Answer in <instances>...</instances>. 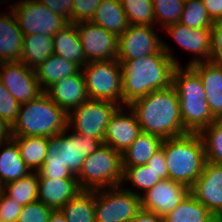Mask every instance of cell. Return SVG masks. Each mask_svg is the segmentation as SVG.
<instances>
[{"instance_id": "6da1fadb", "label": "cell", "mask_w": 222, "mask_h": 222, "mask_svg": "<svg viewBox=\"0 0 222 222\" xmlns=\"http://www.w3.org/2000/svg\"><path fill=\"white\" fill-rule=\"evenodd\" d=\"M128 107L135 113L142 132L157 135L162 139L189 133L183 126L179 97L173 85L152 91Z\"/></svg>"}, {"instance_id": "7a4b0ae2", "label": "cell", "mask_w": 222, "mask_h": 222, "mask_svg": "<svg viewBox=\"0 0 222 222\" xmlns=\"http://www.w3.org/2000/svg\"><path fill=\"white\" fill-rule=\"evenodd\" d=\"M118 61L122 69L125 106H129L152 91L172 85L176 64L168 53H154L138 59Z\"/></svg>"}, {"instance_id": "3957f363", "label": "cell", "mask_w": 222, "mask_h": 222, "mask_svg": "<svg viewBox=\"0 0 222 222\" xmlns=\"http://www.w3.org/2000/svg\"><path fill=\"white\" fill-rule=\"evenodd\" d=\"M168 179L191 189L206 163L203 140L199 133L163 139Z\"/></svg>"}, {"instance_id": "277c9868", "label": "cell", "mask_w": 222, "mask_h": 222, "mask_svg": "<svg viewBox=\"0 0 222 222\" xmlns=\"http://www.w3.org/2000/svg\"><path fill=\"white\" fill-rule=\"evenodd\" d=\"M172 85L179 97L183 126L189 133H199L215 120L207 103L203 82L191 66H176Z\"/></svg>"}, {"instance_id": "5b68a950", "label": "cell", "mask_w": 222, "mask_h": 222, "mask_svg": "<svg viewBox=\"0 0 222 222\" xmlns=\"http://www.w3.org/2000/svg\"><path fill=\"white\" fill-rule=\"evenodd\" d=\"M67 121L68 114L43 92L37 98L20 104L11 134L53 138L67 128Z\"/></svg>"}, {"instance_id": "8992f818", "label": "cell", "mask_w": 222, "mask_h": 222, "mask_svg": "<svg viewBox=\"0 0 222 222\" xmlns=\"http://www.w3.org/2000/svg\"><path fill=\"white\" fill-rule=\"evenodd\" d=\"M122 175V154L104 144L98 151L85 157L76 178L81 190L95 191L121 186Z\"/></svg>"}, {"instance_id": "52a82bcc", "label": "cell", "mask_w": 222, "mask_h": 222, "mask_svg": "<svg viewBox=\"0 0 222 222\" xmlns=\"http://www.w3.org/2000/svg\"><path fill=\"white\" fill-rule=\"evenodd\" d=\"M81 71L89 99L123 104L122 69L117 59L87 62Z\"/></svg>"}, {"instance_id": "ba28073f", "label": "cell", "mask_w": 222, "mask_h": 222, "mask_svg": "<svg viewBox=\"0 0 222 222\" xmlns=\"http://www.w3.org/2000/svg\"><path fill=\"white\" fill-rule=\"evenodd\" d=\"M141 209V196L122 186L95 190L96 222H130Z\"/></svg>"}, {"instance_id": "9c48e42d", "label": "cell", "mask_w": 222, "mask_h": 222, "mask_svg": "<svg viewBox=\"0 0 222 222\" xmlns=\"http://www.w3.org/2000/svg\"><path fill=\"white\" fill-rule=\"evenodd\" d=\"M119 107L110 101L88 99L68 113L67 127L79 135L104 140L109 120Z\"/></svg>"}, {"instance_id": "30bf717a", "label": "cell", "mask_w": 222, "mask_h": 222, "mask_svg": "<svg viewBox=\"0 0 222 222\" xmlns=\"http://www.w3.org/2000/svg\"><path fill=\"white\" fill-rule=\"evenodd\" d=\"M170 48L161 40L153 26L130 25L119 36L117 60L138 59L154 53H168L176 66H180Z\"/></svg>"}, {"instance_id": "8fae6325", "label": "cell", "mask_w": 222, "mask_h": 222, "mask_svg": "<svg viewBox=\"0 0 222 222\" xmlns=\"http://www.w3.org/2000/svg\"><path fill=\"white\" fill-rule=\"evenodd\" d=\"M20 1L10 4L9 7L14 11L24 36L39 33L54 36L69 23L38 0Z\"/></svg>"}, {"instance_id": "7c38bea8", "label": "cell", "mask_w": 222, "mask_h": 222, "mask_svg": "<svg viewBox=\"0 0 222 222\" xmlns=\"http://www.w3.org/2000/svg\"><path fill=\"white\" fill-rule=\"evenodd\" d=\"M0 81L19 104L33 100L43 93L35 69L21 61L0 62Z\"/></svg>"}, {"instance_id": "4fadbf2b", "label": "cell", "mask_w": 222, "mask_h": 222, "mask_svg": "<svg viewBox=\"0 0 222 222\" xmlns=\"http://www.w3.org/2000/svg\"><path fill=\"white\" fill-rule=\"evenodd\" d=\"M86 63L117 59L119 37L92 21L76 24Z\"/></svg>"}, {"instance_id": "5bb4252c", "label": "cell", "mask_w": 222, "mask_h": 222, "mask_svg": "<svg viewBox=\"0 0 222 222\" xmlns=\"http://www.w3.org/2000/svg\"><path fill=\"white\" fill-rule=\"evenodd\" d=\"M67 127L53 137L58 146L59 158L70 172L77 176L82 168L85 157L98 151L104 145V140L89 138L75 132L69 133Z\"/></svg>"}, {"instance_id": "9a60e30c", "label": "cell", "mask_w": 222, "mask_h": 222, "mask_svg": "<svg viewBox=\"0 0 222 222\" xmlns=\"http://www.w3.org/2000/svg\"><path fill=\"white\" fill-rule=\"evenodd\" d=\"M190 193V189L171 179L160 180L141 196L142 209L162 217L174 210Z\"/></svg>"}, {"instance_id": "2e32d148", "label": "cell", "mask_w": 222, "mask_h": 222, "mask_svg": "<svg viewBox=\"0 0 222 222\" xmlns=\"http://www.w3.org/2000/svg\"><path fill=\"white\" fill-rule=\"evenodd\" d=\"M190 193L214 216H222V164L206 161Z\"/></svg>"}, {"instance_id": "e0dca14e", "label": "cell", "mask_w": 222, "mask_h": 222, "mask_svg": "<svg viewBox=\"0 0 222 222\" xmlns=\"http://www.w3.org/2000/svg\"><path fill=\"white\" fill-rule=\"evenodd\" d=\"M126 111L125 114V110ZM130 112V113H127ZM135 113L128 106L119 107L107 125L104 144L123 154L141 133Z\"/></svg>"}, {"instance_id": "ac0fdd59", "label": "cell", "mask_w": 222, "mask_h": 222, "mask_svg": "<svg viewBox=\"0 0 222 222\" xmlns=\"http://www.w3.org/2000/svg\"><path fill=\"white\" fill-rule=\"evenodd\" d=\"M164 30L181 48L195 55V57L187 63V66L210 61L211 29L190 28L177 22L167 26Z\"/></svg>"}, {"instance_id": "d6986e66", "label": "cell", "mask_w": 222, "mask_h": 222, "mask_svg": "<svg viewBox=\"0 0 222 222\" xmlns=\"http://www.w3.org/2000/svg\"><path fill=\"white\" fill-rule=\"evenodd\" d=\"M45 93L67 114L89 99L81 69L50 86Z\"/></svg>"}, {"instance_id": "ffe728a7", "label": "cell", "mask_w": 222, "mask_h": 222, "mask_svg": "<svg viewBox=\"0 0 222 222\" xmlns=\"http://www.w3.org/2000/svg\"><path fill=\"white\" fill-rule=\"evenodd\" d=\"M38 185V201L53 210H60L70 199L82 191L77 178H38Z\"/></svg>"}, {"instance_id": "44dd1931", "label": "cell", "mask_w": 222, "mask_h": 222, "mask_svg": "<svg viewBox=\"0 0 222 222\" xmlns=\"http://www.w3.org/2000/svg\"><path fill=\"white\" fill-rule=\"evenodd\" d=\"M200 76L209 109L215 119H222V66L211 61L191 66Z\"/></svg>"}, {"instance_id": "7402d4cb", "label": "cell", "mask_w": 222, "mask_h": 222, "mask_svg": "<svg viewBox=\"0 0 222 222\" xmlns=\"http://www.w3.org/2000/svg\"><path fill=\"white\" fill-rule=\"evenodd\" d=\"M0 13V62L20 61L23 33L14 11Z\"/></svg>"}, {"instance_id": "603a6c76", "label": "cell", "mask_w": 222, "mask_h": 222, "mask_svg": "<svg viewBox=\"0 0 222 222\" xmlns=\"http://www.w3.org/2000/svg\"><path fill=\"white\" fill-rule=\"evenodd\" d=\"M53 54L74 62L80 69L86 64L83 46L76 24L68 23L53 36Z\"/></svg>"}, {"instance_id": "cb8c5ba5", "label": "cell", "mask_w": 222, "mask_h": 222, "mask_svg": "<svg viewBox=\"0 0 222 222\" xmlns=\"http://www.w3.org/2000/svg\"><path fill=\"white\" fill-rule=\"evenodd\" d=\"M0 149V181L2 185L17 181L32 172L22 159L18 145L12 138L0 143Z\"/></svg>"}, {"instance_id": "d4e9b609", "label": "cell", "mask_w": 222, "mask_h": 222, "mask_svg": "<svg viewBox=\"0 0 222 222\" xmlns=\"http://www.w3.org/2000/svg\"><path fill=\"white\" fill-rule=\"evenodd\" d=\"M91 21L118 37L130 26L121 0H102Z\"/></svg>"}, {"instance_id": "484cf974", "label": "cell", "mask_w": 222, "mask_h": 222, "mask_svg": "<svg viewBox=\"0 0 222 222\" xmlns=\"http://www.w3.org/2000/svg\"><path fill=\"white\" fill-rule=\"evenodd\" d=\"M80 68L71 61L55 54L50 55L35 68L36 77L43 92L64 77L76 74Z\"/></svg>"}, {"instance_id": "4316f807", "label": "cell", "mask_w": 222, "mask_h": 222, "mask_svg": "<svg viewBox=\"0 0 222 222\" xmlns=\"http://www.w3.org/2000/svg\"><path fill=\"white\" fill-rule=\"evenodd\" d=\"M163 139L157 135L141 132L131 146L122 154V167L142 166L161 148Z\"/></svg>"}, {"instance_id": "83f0119b", "label": "cell", "mask_w": 222, "mask_h": 222, "mask_svg": "<svg viewBox=\"0 0 222 222\" xmlns=\"http://www.w3.org/2000/svg\"><path fill=\"white\" fill-rule=\"evenodd\" d=\"M54 52L53 36L42 33L23 36L20 61L29 68H37Z\"/></svg>"}, {"instance_id": "f1b7e54d", "label": "cell", "mask_w": 222, "mask_h": 222, "mask_svg": "<svg viewBox=\"0 0 222 222\" xmlns=\"http://www.w3.org/2000/svg\"><path fill=\"white\" fill-rule=\"evenodd\" d=\"M17 143L20 155L31 171H38L48 154L50 138L42 136H12Z\"/></svg>"}, {"instance_id": "f546056e", "label": "cell", "mask_w": 222, "mask_h": 222, "mask_svg": "<svg viewBox=\"0 0 222 222\" xmlns=\"http://www.w3.org/2000/svg\"><path fill=\"white\" fill-rule=\"evenodd\" d=\"M67 222L95 221V191L82 190L61 209Z\"/></svg>"}, {"instance_id": "4dcf8cb0", "label": "cell", "mask_w": 222, "mask_h": 222, "mask_svg": "<svg viewBox=\"0 0 222 222\" xmlns=\"http://www.w3.org/2000/svg\"><path fill=\"white\" fill-rule=\"evenodd\" d=\"M215 216L191 193L170 213L165 222H210Z\"/></svg>"}, {"instance_id": "1f68e13d", "label": "cell", "mask_w": 222, "mask_h": 222, "mask_svg": "<svg viewBox=\"0 0 222 222\" xmlns=\"http://www.w3.org/2000/svg\"><path fill=\"white\" fill-rule=\"evenodd\" d=\"M38 171L3 185V193L25 206L38 200Z\"/></svg>"}, {"instance_id": "d6a6232c", "label": "cell", "mask_w": 222, "mask_h": 222, "mask_svg": "<svg viewBox=\"0 0 222 222\" xmlns=\"http://www.w3.org/2000/svg\"><path fill=\"white\" fill-rule=\"evenodd\" d=\"M122 168H123V175H122L121 186L124 189L131 191L138 196L144 195L149 189H151L161 180L158 177V173L149 168L146 164L142 166L122 167ZM125 182L126 183L131 182V185L134 190L129 187L128 188L124 187Z\"/></svg>"}, {"instance_id": "836d02e7", "label": "cell", "mask_w": 222, "mask_h": 222, "mask_svg": "<svg viewBox=\"0 0 222 222\" xmlns=\"http://www.w3.org/2000/svg\"><path fill=\"white\" fill-rule=\"evenodd\" d=\"M199 134L204 143L206 161L222 164V119H215Z\"/></svg>"}, {"instance_id": "e575fe53", "label": "cell", "mask_w": 222, "mask_h": 222, "mask_svg": "<svg viewBox=\"0 0 222 222\" xmlns=\"http://www.w3.org/2000/svg\"><path fill=\"white\" fill-rule=\"evenodd\" d=\"M58 146L53 138L48 141V154L43 166L38 170V178H76L59 158Z\"/></svg>"}, {"instance_id": "d590c367", "label": "cell", "mask_w": 222, "mask_h": 222, "mask_svg": "<svg viewBox=\"0 0 222 222\" xmlns=\"http://www.w3.org/2000/svg\"><path fill=\"white\" fill-rule=\"evenodd\" d=\"M130 25H156L152 0H121Z\"/></svg>"}, {"instance_id": "8d00e7d4", "label": "cell", "mask_w": 222, "mask_h": 222, "mask_svg": "<svg viewBox=\"0 0 222 222\" xmlns=\"http://www.w3.org/2000/svg\"><path fill=\"white\" fill-rule=\"evenodd\" d=\"M179 23L190 28L211 29L214 21L210 18L202 0H184Z\"/></svg>"}, {"instance_id": "74e56055", "label": "cell", "mask_w": 222, "mask_h": 222, "mask_svg": "<svg viewBox=\"0 0 222 222\" xmlns=\"http://www.w3.org/2000/svg\"><path fill=\"white\" fill-rule=\"evenodd\" d=\"M156 24L165 29L180 21L184 0H152Z\"/></svg>"}, {"instance_id": "f35d334b", "label": "cell", "mask_w": 222, "mask_h": 222, "mask_svg": "<svg viewBox=\"0 0 222 222\" xmlns=\"http://www.w3.org/2000/svg\"><path fill=\"white\" fill-rule=\"evenodd\" d=\"M53 209L41 201L23 206L17 222H48Z\"/></svg>"}, {"instance_id": "ab89813d", "label": "cell", "mask_w": 222, "mask_h": 222, "mask_svg": "<svg viewBox=\"0 0 222 222\" xmlns=\"http://www.w3.org/2000/svg\"><path fill=\"white\" fill-rule=\"evenodd\" d=\"M19 108L20 104L0 81V118L12 126L17 118Z\"/></svg>"}, {"instance_id": "60d3db41", "label": "cell", "mask_w": 222, "mask_h": 222, "mask_svg": "<svg viewBox=\"0 0 222 222\" xmlns=\"http://www.w3.org/2000/svg\"><path fill=\"white\" fill-rule=\"evenodd\" d=\"M102 0H73L72 23L91 21Z\"/></svg>"}, {"instance_id": "b9f144b4", "label": "cell", "mask_w": 222, "mask_h": 222, "mask_svg": "<svg viewBox=\"0 0 222 222\" xmlns=\"http://www.w3.org/2000/svg\"><path fill=\"white\" fill-rule=\"evenodd\" d=\"M23 205L4 193L0 195V222H17Z\"/></svg>"}, {"instance_id": "7bdbcfd3", "label": "cell", "mask_w": 222, "mask_h": 222, "mask_svg": "<svg viewBox=\"0 0 222 222\" xmlns=\"http://www.w3.org/2000/svg\"><path fill=\"white\" fill-rule=\"evenodd\" d=\"M210 61L222 66V21H215L211 28Z\"/></svg>"}, {"instance_id": "ee69618b", "label": "cell", "mask_w": 222, "mask_h": 222, "mask_svg": "<svg viewBox=\"0 0 222 222\" xmlns=\"http://www.w3.org/2000/svg\"><path fill=\"white\" fill-rule=\"evenodd\" d=\"M44 6L51 9L55 14L65 18L69 23H72V6L73 0H38Z\"/></svg>"}, {"instance_id": "f6af8a7d", "label": "cell", "mask_w": 222, "mask_h": 222, "mask_svg": "<svg viewBox=\"0 0 222 222\" xmlns=\"http://www.w3.org/2000/svg\"><path fill=\"white\" fill-rule=\"evenodd\" d=\"M149 168L158 173V177L163 179H168V170L166 165L165 153L162 148H160L147 162L146 164Z\"/></svg>"}, {"instance_id": "bcb514c9", "label": "cell", "mask_w": 222, "mask_h": 222, "mask_svg": "<svg viewBox=\"0 0 222 222\" xmlns=\"http://www.w3.org/2000/svg\"><path fill=\"white\" fill-rule=\"evenodd\" d=\"M210 18L215 21H222V0H202Z\"/></svg>"}, {"instance_id": "7dc6e473", "label": "cell", "mask_w": 222, "mask_h": 222, "mask_svg": "<svg viewBox=\"0 0 222 222\" xmlns=\"http://www.w3.org/2000/svg\"><path fill=\"white\" fill-rule=\"evenodd\" d=\"M130 222H165L158 214L141 209Z\"/></svg>"}, {"instance_id": "c3c4849f", "label": "cell", "mask_w": 222, "mask_h": 222, "mask_svg": "<svg viewBox=\"0 0 222 222\" xmlns=\"http://www.w3.org/2000/svg\"><path fill=\"white\" fill-rule=\"evenodd\" d=\"M12 138L11 126L0 118V143L8 141Z\"/></svg>"}, {"instance_id": "681fc988", "label": "cell", "mask_w": 222, "mask_h": 222, "mask_svg": "<svg viewBox=\"0 0 222 222\" xmlns=\"http://www.w3.org/2000/svg\"><path fill=\"white\" fill-rule=\"evenodd\" d=\"M48 222H67V220L60 210H53Z\"/></svg>"}, {"instance_id": "f907efd6", "label": "cell", "mask_w": 222, "mask_h": 222, "mask_svg": "<svg viewBox=\"0 0 222 222\" xmlns=\"http://www.w3.org/2000/svg\"><path fill=\"white\" fill-rule=\"evenodd\" d=\"M210 222H222V216H215Z\"/></svg>"}, {"instance_id": "816d5d0a", "label": "cell", "mask_w": 222, "mask_h": 222, "mask_svg": "<svg viewBox=\"0 0 222 222\" xmlns=\"http://www.w3.org/2000/svg\"><path fill=\"white\" fill-rule=\"evenodd\" d=\"M3 193V185H2V183H1V181H0V195Z\"/></svg>"}, {"instance_id": "f5cc1de1", "label": "cell", "mask_w": 222, "mask_h": 222, "mask_svg": "<svg viewBox=\"0 0 222 222\" xmlns=\"http://www.w3.org/2000/svg\"><path fill=\"white\" fill-rule=\"evenodd\" d=\"M5 1H6V2H8V1H10V0H4V1H3V0H0V3H1L2 5H3V3H5V4H6V2H5Z\"/></svg>"}]
</instances>
